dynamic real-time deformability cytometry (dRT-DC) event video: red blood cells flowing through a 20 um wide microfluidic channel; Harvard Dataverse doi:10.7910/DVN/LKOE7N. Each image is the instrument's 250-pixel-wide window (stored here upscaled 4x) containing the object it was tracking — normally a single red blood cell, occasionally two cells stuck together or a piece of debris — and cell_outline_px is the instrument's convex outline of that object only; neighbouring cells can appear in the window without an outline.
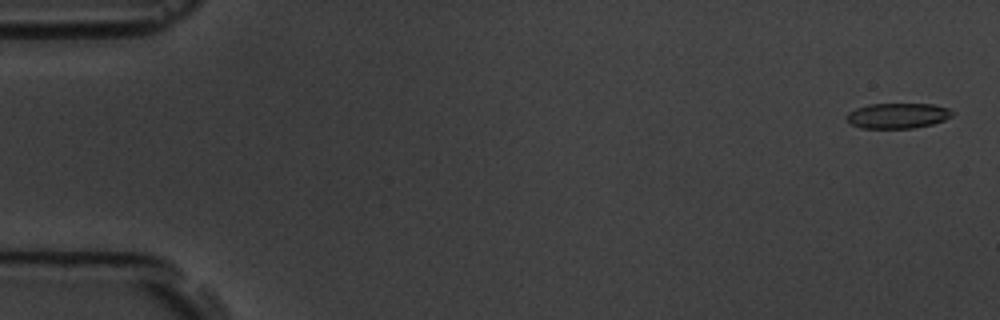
{"species": "common noctule bat (a hibernating species)", "species_latin": "Nyctalus noctula", "temperature_condition": "room temperature", "stored_images_in_passage": 5, "camera_frame_rate_fps": 3000, "um_per_image_px": 0.085, "animal": {"sex": "male", "body_mass_g": 19.5, "forearm_length_mm": 54.6}, "frame": {"image": 1, "passage_image": 1, "time_ms": 0.0, "image_size_px": [1000, 320], "cell_outline_px": [[952, 116], [944, 120], [932, 124], [912, 128], [860, 128], [852, 124], [844, 116], [848, 112], [856, 108], [868, 104], [932, 104], [948, 108], [952, 112]], "centroid_in_image_um": [76.27, 9.83], "position_along_channel_um": 8.7, "area_um2": 15.55}}
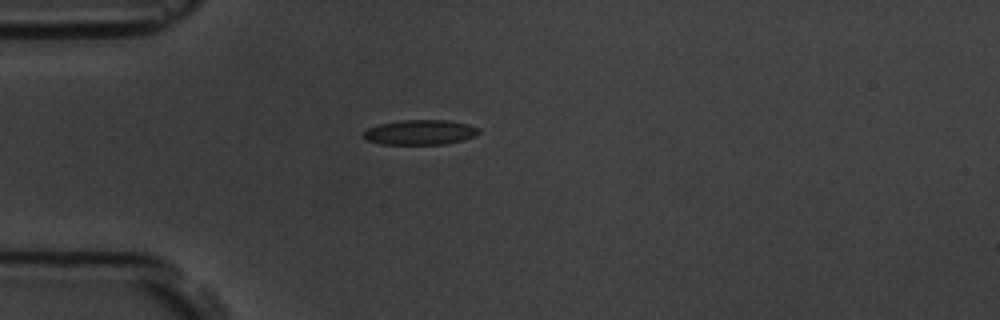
{"frame": {"image": 2, "passage_image": 5, "time_ms": 4.667, "image_size_px": [1000, 320], "cell_outline_px": [[480, 132], [476, 136], [464, 140], [444, 144], [380, 144], [368, 140], [360, 136], [368, 128], [380, 124], [400, 120], [448, 120], [468, 124], [480, 128]], "centroid_in_image_um": [35.73, 11.24], "position_along_channel_um": 49.3, "area_um2": 16.88}}